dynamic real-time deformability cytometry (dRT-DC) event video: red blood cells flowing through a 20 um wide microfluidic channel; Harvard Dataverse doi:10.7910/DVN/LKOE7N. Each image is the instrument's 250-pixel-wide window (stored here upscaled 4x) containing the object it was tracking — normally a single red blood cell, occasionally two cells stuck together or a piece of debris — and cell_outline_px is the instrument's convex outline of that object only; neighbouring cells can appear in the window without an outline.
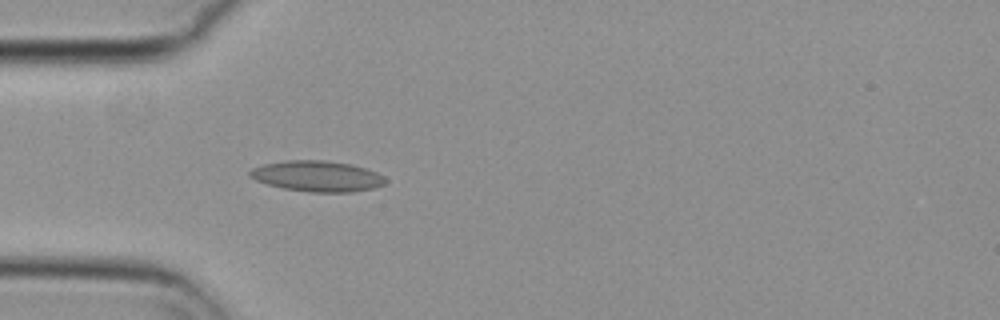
{"species": "common noctule bat (a hibernating species)", "species_latin": "Nyctalus noctula", "temperature_condition": "cold", "stored_images_in_passage": 40, "camera_frame_rate_fps": 3000, "um_per_image_px": 0.085, "animal": {"sex": "female", "body_mass_g": 29.2, "forearm_length_mm": 56.3}, "frame": {"image": 1, "passage_image": 1, "time_ms": 0.0, "image_size_px": [1000, 320], "cell_outline_px": [[388, 180], [384, 184], [372, 188], [352, 192], [308, 192], [284, 188], [268, 184], [256, 180], [248, 172], [252, 168], [264, 164], [288, 160], [324, 160], [352, 164], [376, 172], [384, 176]], "centroid_in_image_um": [26.99, 14.97], "position_along_channel_um": 58.0, "area_um2": 24.16}}
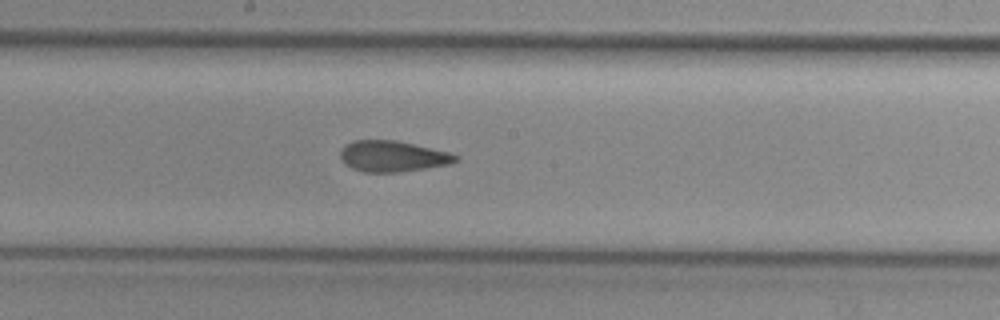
{"frame": {"image": 2, "passage_image": 14, "time_ms": 4.333, "image_size_px": [1000, 320], "cell_outline_px": [[460, 160], [448, 164], [400, 172], [364, 172], [352, 168], [344, 164], [340, 156], [340, 148], [344, 144], [352, 140], [396, 140], [448, 152], [460, 156]], "centroid_in_image_um": [33.33, 13.27], "position_along_channel_um": 214.9, "area_um2": 20.87}}
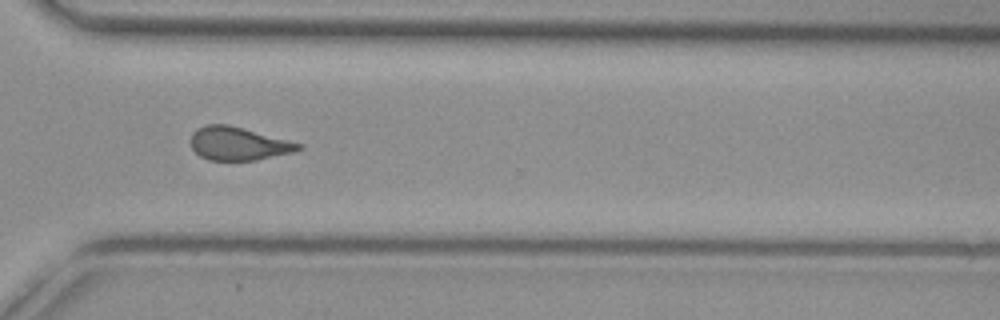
{"frame": {"image": 3, "passage_image": 25, "time_ms": 8.0, "image_size_px": [1000, 320], "cell_outline_px": [[304, 148], [292, 152], [256, 160], [208, 160], [200, 156], [192, 148], [188, 140], [192, 132], [196, 128], [208, 124], [228, 124], [244, 128], [304, 144]], "centroid_in_image_um": [20.23, 12.2], "position_along_channel_um": 350.4, "area_um2": 21.1}, "authors_computed_cell_mechanics": {"area_um2": 21.097, "velocity_mm_per_s": 3.6942, "shape_relaxation_time_tau1_ms": null, "shape_relaxation_time_tau2_ms": 1.7758, "deformation_change_tau1": null, "deformation_change_tau2": 0.0896}}